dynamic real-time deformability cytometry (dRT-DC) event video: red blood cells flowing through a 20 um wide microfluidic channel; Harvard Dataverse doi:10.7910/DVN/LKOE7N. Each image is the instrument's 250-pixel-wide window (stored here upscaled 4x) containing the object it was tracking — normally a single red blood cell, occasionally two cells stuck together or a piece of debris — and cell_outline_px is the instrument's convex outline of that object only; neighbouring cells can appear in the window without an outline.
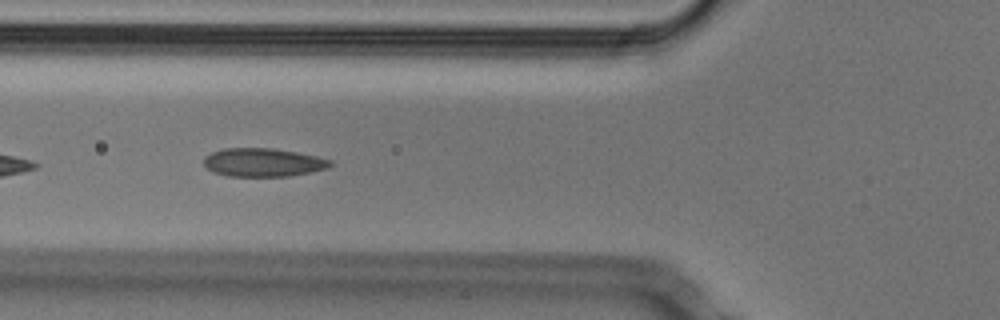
{"species": "Egyptian fruit bat (a non-hibernating species)", "species_latin": "Rousettus aegyptiacus", "temperature_condition": "cold", "stored_images_in_passage": 8, "camera_frame_rate_fps": 3000, "um_per_image_px": 0.085, "animal": {"sex": "male"}, "frame": {"image": 1, "passage_image": 5, "time_ms": 1.333, "image_size_px": [1000, 320], "cell_outline_px": [[332, 164], [328, 168], [288, 176], [228, 176], [212, 172], [204, 164], [204, 156], [212, 152], [224, 148], [272, 148], [296, 152], [316, 156], [332, 160]], "centroid_in_image_um": [22.34, 13.8], "position_along_channel_um": 103.5, "area_um2": 20.87}}